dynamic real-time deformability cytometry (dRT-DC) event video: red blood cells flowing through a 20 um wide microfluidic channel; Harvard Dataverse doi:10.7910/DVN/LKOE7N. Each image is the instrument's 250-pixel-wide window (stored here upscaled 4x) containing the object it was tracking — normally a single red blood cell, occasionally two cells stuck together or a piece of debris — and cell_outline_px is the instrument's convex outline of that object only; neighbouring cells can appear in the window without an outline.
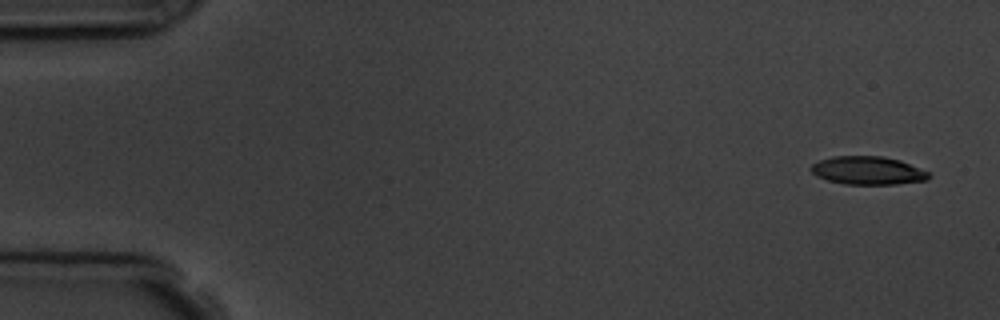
{"species": "common noctule bat (a hibernating species)", "species_latin": "Nyctalus noctula", "temperature_condition": "room temperature", "stored_images_in_passage": 16, "camera_frame_rate_fps": 3000, "um_per_image_px": 0.085, "animal": {"sex": "male", "body_mass_g": 19.5, "forearm_length_mm": 54.6}, "frame": {"image": 1, "passage_image": 1, "time_ms": 0.0, "image_size_px": [1000, 320], "cell_outline_px": [[932, 176], [928, 180], [896, 184], [844, 184], [828, 180], [816, 176], [808, 168], [812, 164], [820, 160], [832, 156], [880, 156], [900, 160], [932, 172]], "centroid_in_image_um": [73.8, 14.49], "position_along_channel_um": 11.2, "area_um2": 19.59}}
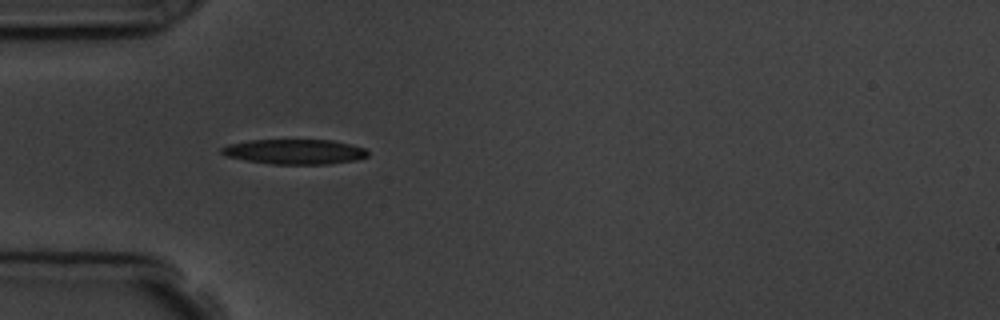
{"frame": {"image": 2, "passage_image": 5, "time_ms": 4.667, "image_size_px": [1000, 320], "cell_outline_px": [[368, 156], [356, 160], [328, 164], [272, 164], [244, 160], [228, 156], [220, 152], [220, 148], [228, 144], [248, 140], [332, 140], [364, 148], [368, 152]], "centroid_in_image_um": [25.02, 12.89], "position_along_channel_um": 60.0, "area_um2": 21.21}}
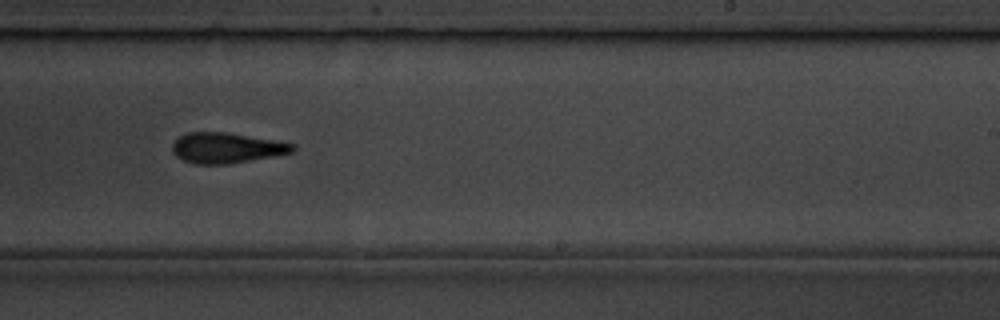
{"frame": {"image": 3, "passage_image": 10, "time_ms": 10.333, "image_size_px": [1000, 320], "cell_outline_px": [[296, 148], [292, 152], [276, 156], [228, 164], [196, 164], [184, 160], [176, 156], [172, 152], [172, 144], [180, 136], [188, 132], [228, 132], [296, 144]], "centroid_in_image_um": [19.26, 12.57], "position_along_channel_um": 269.7, "area_um2": 21.39}, "authors_computed_cell_mechanics": {"area_um2": 20.8947, "velocity_mm_per_s": 3.7636, "shape_relaxation_time_tau1_ms": 5.5073, "shape_relaxation_time_tau2_ms": 9.5904, "deformation_change_tau1": 0.1481, "deformation_change_tau2": 0.2396}}